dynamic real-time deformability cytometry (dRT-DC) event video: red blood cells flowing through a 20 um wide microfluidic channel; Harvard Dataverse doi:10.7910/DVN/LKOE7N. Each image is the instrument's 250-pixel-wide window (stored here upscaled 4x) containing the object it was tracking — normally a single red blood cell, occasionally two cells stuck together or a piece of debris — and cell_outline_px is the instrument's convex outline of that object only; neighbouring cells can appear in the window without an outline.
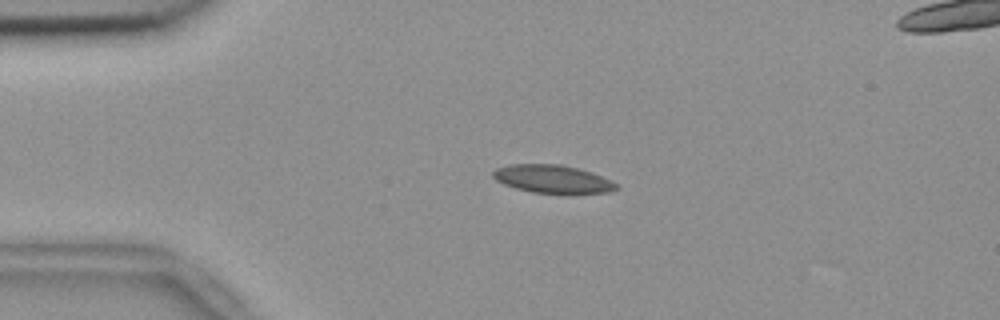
{"species": "common noctule bat (a hibernating species)", "species_latin": "Nyctalus noctula", "temperature_condition": "room temperature", "stored_images_in_passage": 57, "segment_of_instrument_passage": [1, 2], "camera_frame_rate_fps": 3000, "um_per_image_px": 0.085, "animal": {"sex": "female", "body_mass_g": 18.4}, "frame": {"image": 1, "passage_image": 13, "time_ms": 4.0, "image_size_px": [1000, 320], "cell_outline_px": [[620, 188], [608, 192], [532, 192], [516, 188], [504, 184], [496, 180], [492, 176], [492, 172], [496, 168], [512, 164], [560, 164], [592, 172], [616, 184]], "centroid_in_image_um": [46.91, 15.19], "position_along_channel_um": 38.1, "area_um2": 19.59}}
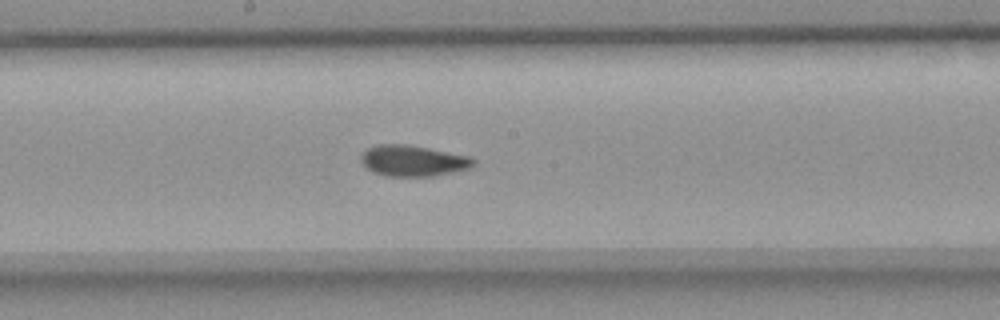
{"frame": {"image": 2, "passage_image": 30, "time_ms": 9.667, "image_size_px": [1000, 320], "cell_outline_px": [[476, 164], [472, 168], [432, 176], [384, 176], [372, 172], [360, 160], [360, 156], [368, 148], [376, 144], [404, 144], [428, 148], [472, 156], [476, 160]], "centroid_in_image_um": [35.14, 13.66], "position_along_channel_um": 213.1, "area_um2": 20.46}}
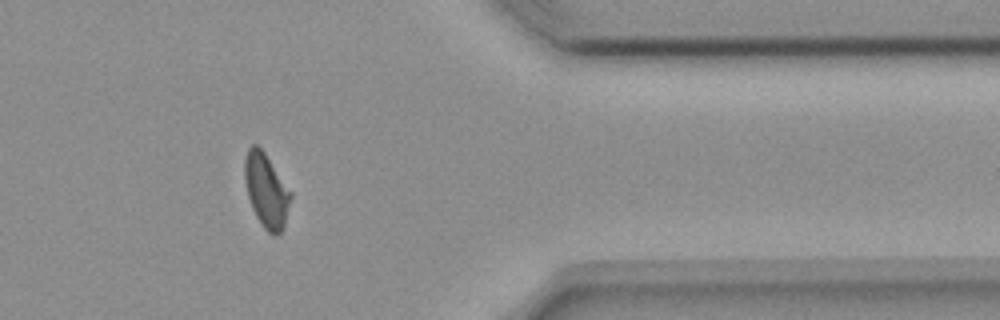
{"frame": {"image": 3, "passage_image": 46, "time_ms": 15.0, "image_size_px": [1000, 320], "cell_outline_px": [[292, 196], [284, 224], [280, 232], [276, 236], [268, 232], [264, 228], [256, 216], [252, 208], [248, 196], [244, 180], [244, 160], [248, 148], [252, 144], [256, 144], [264, 152], [292, 192]], "centroid_in_image_um": [22.62, 16.18], "position_along_channel_um": 388.8, "area_um2": 19.71}}